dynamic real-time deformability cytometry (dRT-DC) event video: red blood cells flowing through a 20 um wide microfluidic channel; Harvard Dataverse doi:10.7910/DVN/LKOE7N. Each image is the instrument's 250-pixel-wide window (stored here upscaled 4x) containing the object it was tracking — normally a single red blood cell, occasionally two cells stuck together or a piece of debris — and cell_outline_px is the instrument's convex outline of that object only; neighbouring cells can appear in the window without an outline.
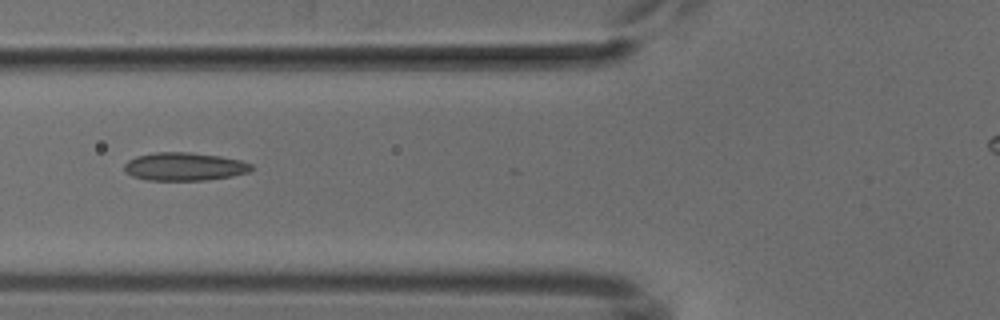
{"species": "common noctule bat (a hibernating species)", "species_latin": "Nyctalus noctula", "temperature_condition": "cold", "stored_images_in_passage": 6, "camera_frame_rate_fps": 3000, "um_per_image_px": 0.085, "animal": {"sex": "male", "body_mass_g": 18.8}, "frame": {"image": 1, "passage_image": 4, "time_ms": 3.667, "image_size_px": [1000, 320], "cell_outline_px": [[252, 168], [248, 172], [232, 176], [204, 180], [148, 180], [132, 176], [124, 172], [124, 164], [128, 160], [136, 156], [152, 152], [188, 152], [220, 156], [240, 160], [252, 164]], "centroid_in_image_um": [15.63, 14.15], "position_along_channel_um": 110.2, "area_um2": 20.87}}